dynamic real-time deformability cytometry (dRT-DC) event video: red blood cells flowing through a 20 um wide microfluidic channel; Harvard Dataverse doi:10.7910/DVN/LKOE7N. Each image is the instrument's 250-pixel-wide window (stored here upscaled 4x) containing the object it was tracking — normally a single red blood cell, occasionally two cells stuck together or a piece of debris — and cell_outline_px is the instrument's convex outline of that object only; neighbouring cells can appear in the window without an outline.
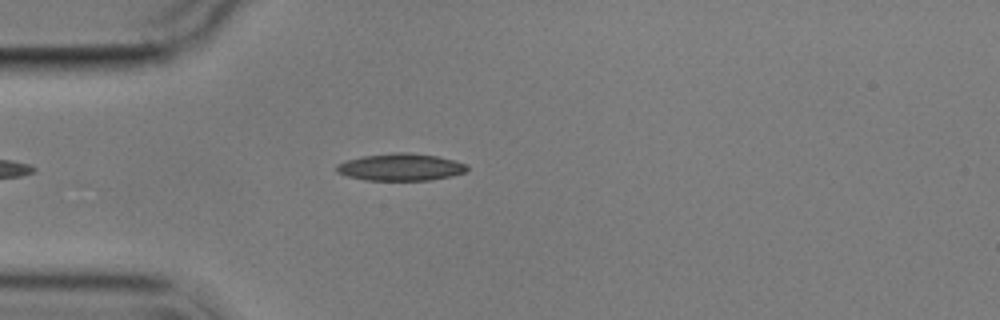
{"species": "common noctule bat (a hibernating species)", "species_latin": "Nyctalus noctula", "temperature_condition": "cold", "stored_images_in_passage": 4, "camera_frame_rate_fps": 3000, "um_per_image_px": 0.085, "animal": {"sex": "male", "body_mass_g": 17.9}, "frame": {"image": 1, "passage_image": 4, "time_ms": 4.333, "image_size_px": [1000, 320], "cell_outline_px": [[468, 168], [464, 172], [432, 180], [364, 180], [348, 176], [336, 172], [336, 164], [344, 160], [364, 156], [396, 152], [408, 152], [436, 156], [468, 164]], "centroid_in_image_um": [34.01, 14.2], "position_along_channel_um": 51.0, "area_um2": 20.58}}